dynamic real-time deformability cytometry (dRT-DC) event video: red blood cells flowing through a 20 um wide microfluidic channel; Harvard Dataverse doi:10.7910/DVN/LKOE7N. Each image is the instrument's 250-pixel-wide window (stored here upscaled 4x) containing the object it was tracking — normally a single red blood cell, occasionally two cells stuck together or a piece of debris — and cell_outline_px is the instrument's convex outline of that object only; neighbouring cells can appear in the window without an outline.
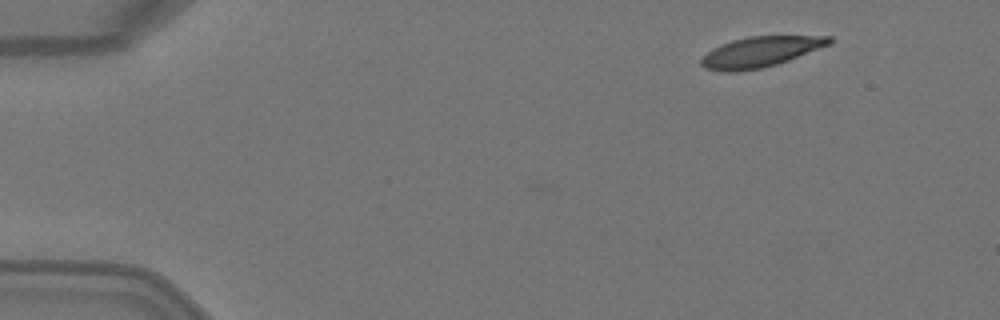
{"species": "Egyptian fruit bat (a non-hibernating species)", "species_latin": "Rousettus aegyptiacus", "temperature_condition": "warm", "stored_images_in_passage": 5, "camera_frame_rate_fps": 3000, "um_per_image_px": 0.085, "animal": {"sex": "female"}, "frame": {"image": 1, "passage_image": 1, "time_ms": 0.0, "image_size_px": [1000, 320], "cell_outline_px": [[832, 44], [788, 60], [764, 68], [736, 72], [720, 72], [704, 68], [700, 64], [700, 60], [712, 48], [720, 44], [732, 40], [748, 36], [832, 36]], "centroid_in_image_um": [64.61, 4.42], "position_along_channel_um": 20.4, "area_um2": 22.89}}
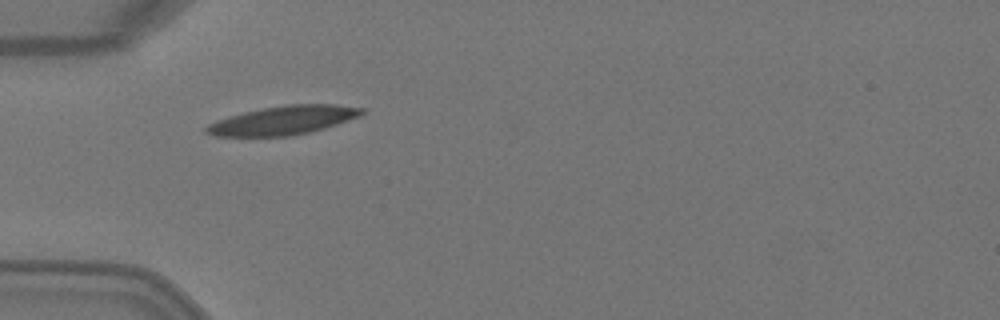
{"frame": {"image": 2, "passage_image": 3, "time_ms": 0.667, "image_size_px": [1000, 320], "cell_outline_px": [[368, 112], [360, 116], [324, 128], [308, 132], [288, 136], [216, 136], [204, 132], [204, 128], [208, 124], [216, 120], [228, 116], [260, 108], [288, 104], [336, 104], [364, 108]], "centroid_in_image_um": [24.08, 10.21], "position_along_channel_um": 60.9, "area_um2": 26.13}}
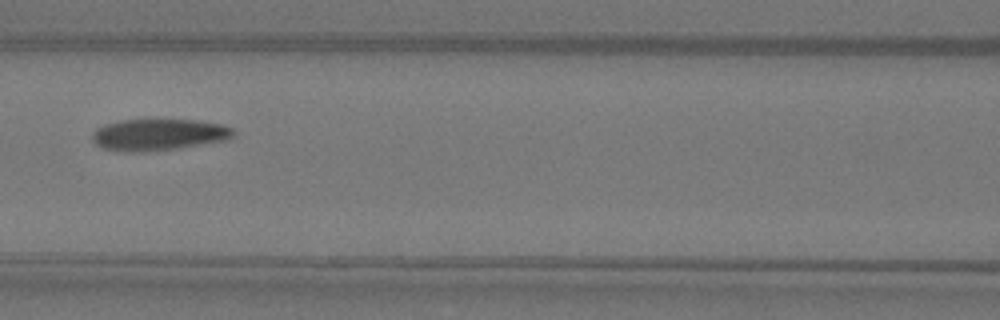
{"frame": {"image": 3, "passage_image": 5, "time_ms": 1.333, "image_size_px": [1000, 320], "cell_outline_px": [[236, 136], [228, 140], [176, 148], [132, 152], [104, 148], [96, 144], [92, 140], [92, 132], [96, 128], [104, 124], [120, 120], [200, 120], [224, 124], [232, 128], [236, 132]], "centroid_in_image_um": [13.54, 11.42], "position_along_channel_um": 153.1, "area_um2": 25.95}}